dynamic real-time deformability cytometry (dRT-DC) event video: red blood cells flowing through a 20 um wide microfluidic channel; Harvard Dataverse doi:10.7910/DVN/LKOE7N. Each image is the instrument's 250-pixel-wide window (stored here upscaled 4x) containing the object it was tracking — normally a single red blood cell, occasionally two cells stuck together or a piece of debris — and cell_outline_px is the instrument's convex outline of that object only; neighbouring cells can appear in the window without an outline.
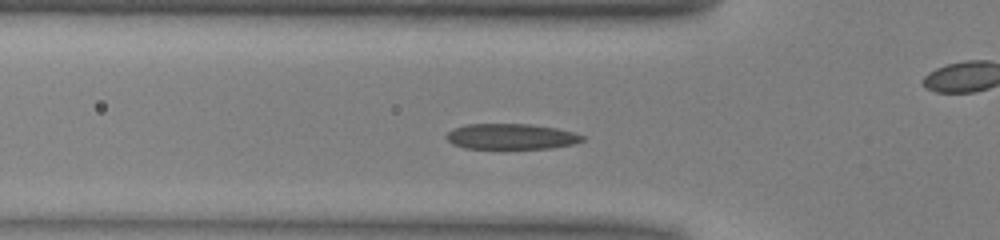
{"species": "common noctule bat (a hibernating species)", "species_latin": "Nyctalus noctula", "temperature_condition": "warm", "stored_images_in_passage": 43, "camera_frame_rate_fps": 3000, "um_per_image_px": 0.085, "animal": {"sex": "male", "body_mass_g": 13.0, "forearm_length_mm": 53.1}, "frame": {"image": 1, "passage_image": 9, "time_ms": 2.667, "image_size_px": [1000, 240], "cell_outline_px": [[584, 140], [576, 144], [552, 148], [464, 148], [452, 144], [444, 136], [448, 132], [456, 128], [468, 124], [532, 124], [556, 128], [576, 132], [584, 136]], "centroid_in_image_um": [43.5, 11.6], "position_along_channel_um": 82.3, "area_um2": 20.35}}
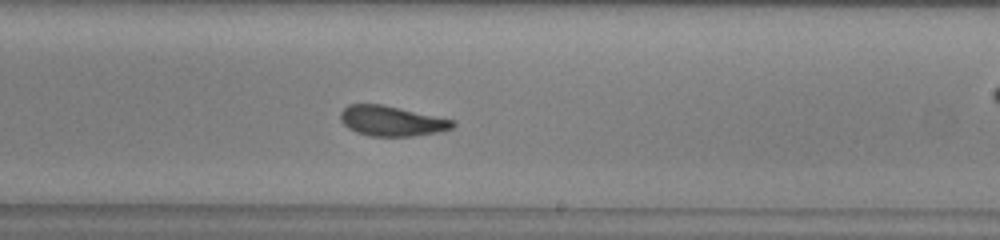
{"frame": {"image": 2, "passage_image": 22, "time_ms": 7.0, "image_size_px": [1000, 240], "cell_outline_px": [[456, 124], [452, 128], [436, 132], [412, 136], [368, 136], [356, 132], [348, 128], [340, 120], [340, 112], [348, 104], [380, 104], [456, 120]], "centroid_in_image_um": [33.27, 10.28], "position_along_channel_um": 255.7, "area_um2": 19.65}}
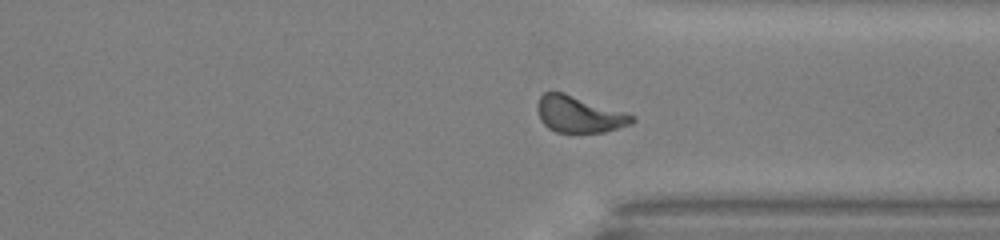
{"frame": {"image": 3, "passage_image": 30, "time_ms": 9.667, "image_size_px": [1000, 240], "cell_outline_px": [[636, 120], [632, 124], [604, 132], [556, 132], [548, 128], [540, 120], [536, 108], [536, 104], [540, 96], [544, 92], [564, 92], [628, 112], [636, 116]], "centroid_in_image_um": [49.25, 9.7], "position_along_channel_um": 362.1, "area_um2": 20.52}, "authors_computed_cell_mechanics": {"area_um2": 20.2878, "velocity_mm_per_s": 4.0007, "shape_relaxation_time_tau1_ms": 3.9326, "shape_relaxation_time_tau2_ms": 1.6238, "deformation_change_tau1": 0.1475, "deformation_change_tau2": 0.0894}}